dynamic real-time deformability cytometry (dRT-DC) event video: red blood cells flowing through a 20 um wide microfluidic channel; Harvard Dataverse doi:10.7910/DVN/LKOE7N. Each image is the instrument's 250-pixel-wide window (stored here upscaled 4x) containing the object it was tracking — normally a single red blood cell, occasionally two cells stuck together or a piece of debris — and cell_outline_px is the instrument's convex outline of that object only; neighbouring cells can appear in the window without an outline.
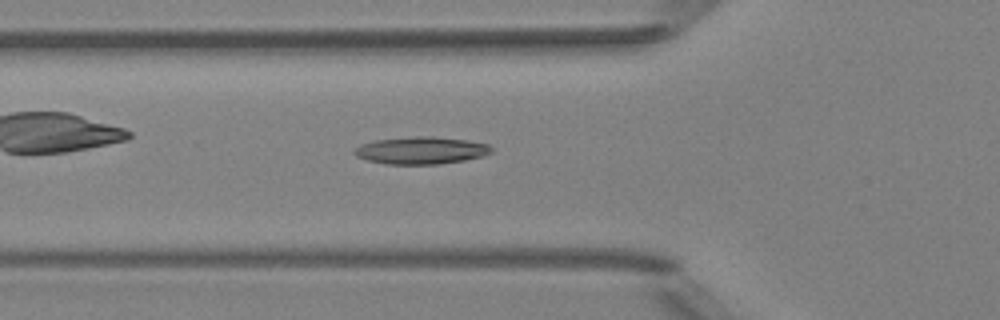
{"species": "Egyptian fruit bat (a non-hibernating species)", "species_latin": "Rousettus aegyptiacus", "temperature_condition": "room temperature", "stored_images_in_passage": 51, "camera_frame_rate_fps": 3000, "um_per_image_px": 0.085, "animal": {"sex": "female"}, "frame": {"image": 1, "passage_image": 18, "time_ms": 5.667, "image_size_px": [1000, 320], "cell_outline_px": [[492, 152], [484, 156], [464, 160], [436, 164], [388, 164], [368, 160], [356, 156], [352, 152], [360, 144], [372, 140], [416, 136], [432, 136], [468, 140], [488, 144], [492, 148]], "centroid_in_image_um": [35.79, 12.77], "position_along_channel_um": 90.0, "area_um2": 21.85}}
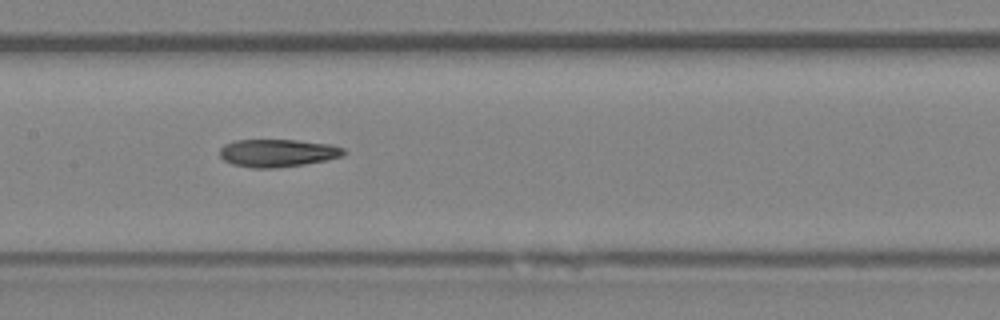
{"frame": {"image": 2, "passage_image": 25, "time_ms": 8.0, "image_size_px": [1000, 320], "cell_outline_px": [[348, 152], [344, 156], [304, 164], [272, 168], [252, 168], [232, 164], [224, 160], [220, 156], [220, 148], [224, 144], [236, 140], [296, 140], [332, 144], [344, 148]], "centroid_in_image_um": [23.62, 13.0], "position_along_channel_um": 183.8, "area_um2": 20.11}}
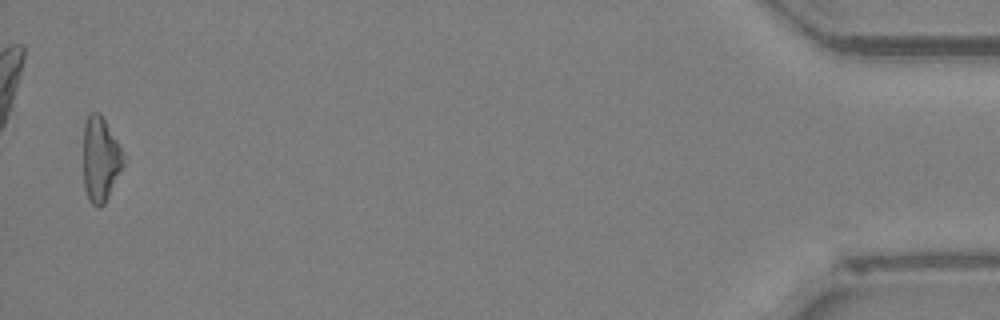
{"frame": {"image": 3, "passage_image": 50, "time_ms": 16.333, "image_size_px": [1000, 320], "cell_outline_px": [[124, 164], [104, 204], [100, 208], [92, 204], [88, 200], [84, 188], [84, 120], [92, 112], [96, 112], [104, 120], [116, 140], [120, 148], [124, 160]], "centroid_in_image_um": [8.51, 13.58], "position_along_channel_um": 426.7, "area_um2": 19.36}, "authors_computed_cell_mechanics": {"area_um2": 20.1144, "velocity_mm_per_s": 4.0268, "shape_relaxation_time_tau1_ms": null, "shape_relaxation_time_tau2_ms": 5.332, "deformation_change_tau1": null, "deformation_change_tau2": 0.1708}}